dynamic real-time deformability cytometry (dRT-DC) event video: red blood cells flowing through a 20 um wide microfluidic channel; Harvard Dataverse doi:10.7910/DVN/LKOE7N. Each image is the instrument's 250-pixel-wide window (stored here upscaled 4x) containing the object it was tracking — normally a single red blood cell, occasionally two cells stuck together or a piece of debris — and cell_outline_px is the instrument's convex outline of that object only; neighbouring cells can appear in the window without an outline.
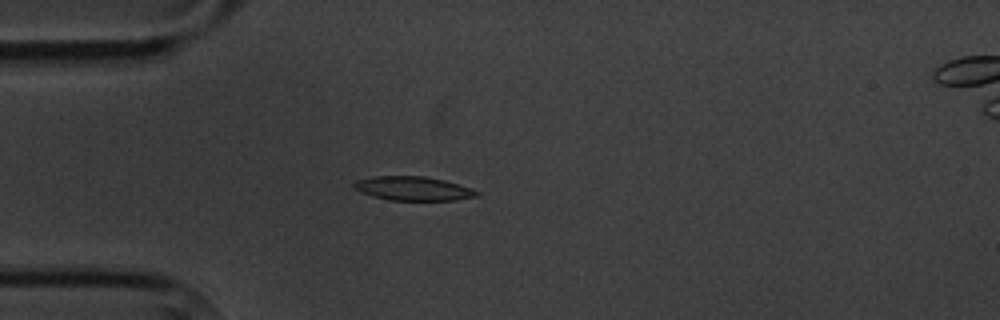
{"species": "common noctule bat (a hibernating species)", "species_latin": "Nyctalus noctula", "temperature_condition": "cold", "stored_images_in_passage": 2, "camera_frame_rate_fps": 3000, "um_per_image_px": 0.085, "animal": {"sex": "male", "body_mass_g": 20.1, "forearm_length_mm": 53.5}, "frame": {"image": 1, "passage_image": 2, "time_ms": 1.0, "image_size_px": [1000, 320], "cell_outline_px": [[480, 196], [456, 200], [388, 200], [372, 196], [360, 192], [352, 188], [352, 184], [356, 180], [372, 176], [424, 176], [444, 180], [480, 192]], "centroid_in_image_um": [35.06, 16.02], "position_along_channel_um": 49.9, "area_um2": 17.22}}